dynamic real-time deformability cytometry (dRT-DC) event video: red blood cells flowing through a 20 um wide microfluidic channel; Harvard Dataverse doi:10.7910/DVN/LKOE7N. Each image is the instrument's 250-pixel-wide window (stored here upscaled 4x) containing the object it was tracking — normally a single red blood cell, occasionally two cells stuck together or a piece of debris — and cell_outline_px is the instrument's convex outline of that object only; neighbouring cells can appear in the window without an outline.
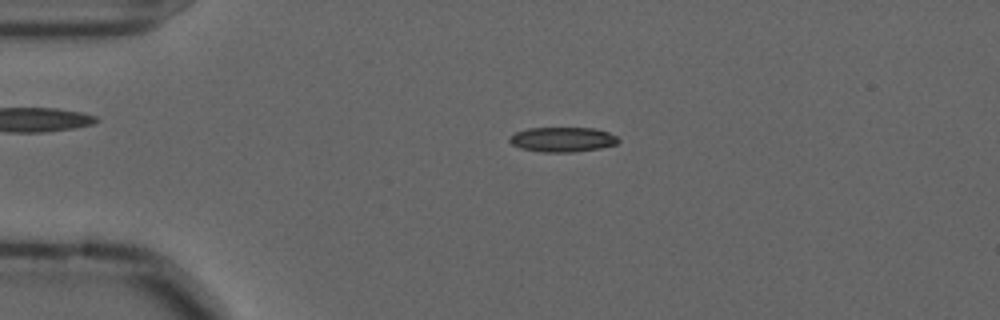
{"species": "common noctule bat (a hibernating species)", "species_latin": "Nyctalus noctula", "temperature_condition": "cold", "stored_images_in_passage": 34, "camera_frame_rate_fps": 3000, "um_per_image_px": 0.085, "animal": {"sex": "male", "forearm_length_mm": 52.5}, "frame": {"image": 1, "passage_image": 12, "time_ms": 3.667, "image_size_px": [1000, 320], "cell_outline_px": [[620, 140], [616, 144], [600, 148], [572, 152], [544, 152], [520, 148], [512, 144], [508, 140], [508, 136], [516, 132], [528, 128], [596, 128], [608, 132], [616, 136]], "centroid_in_image_um": [47.8, 11.85], "position_along_channel_um": 37.2, "area_um2": 15.72}}
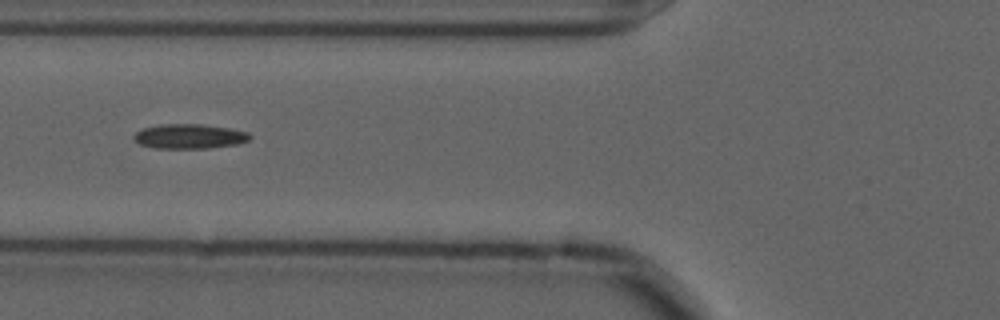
{"frame": {"image": 2, "passage_image": 21, "time_ms": 6.667, "image_size_px": [1000, 320], "cell_outline_px": [[252, 136], [248, 140], [236, 144], [208, 148], [152, 148], [140, 144], [132, 136], [136, 132], [144, 128], [160, 124], [204, 124], [228, 128], [248, 132]], "centroid_in_image_um": [16.09, 11.58], "position_along_channel_um": 109.7, "area_um2": 16.59}}
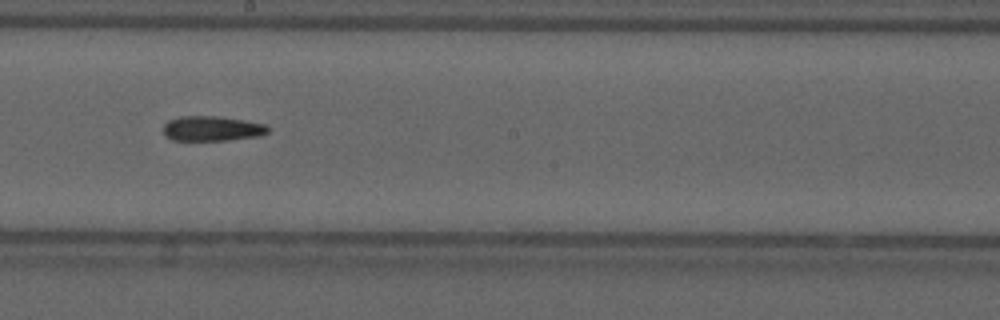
{"frame": {"image": 3, "passage_image": 31, "time_ms": 10.0, "image_size_px": [1000, 320], "cell_outline_px": [[268, 132], [256, 136], [224, 140], [172, 140], [164, 136], [164, 124], [168, 120], [180, 116], [220, 116], [244, 120], [264, 124], [268, 128]], "centroid_in_image_um": [17.96, 10.91], "position_along_channel_um": 230.2, "area_um2": 15.09}}